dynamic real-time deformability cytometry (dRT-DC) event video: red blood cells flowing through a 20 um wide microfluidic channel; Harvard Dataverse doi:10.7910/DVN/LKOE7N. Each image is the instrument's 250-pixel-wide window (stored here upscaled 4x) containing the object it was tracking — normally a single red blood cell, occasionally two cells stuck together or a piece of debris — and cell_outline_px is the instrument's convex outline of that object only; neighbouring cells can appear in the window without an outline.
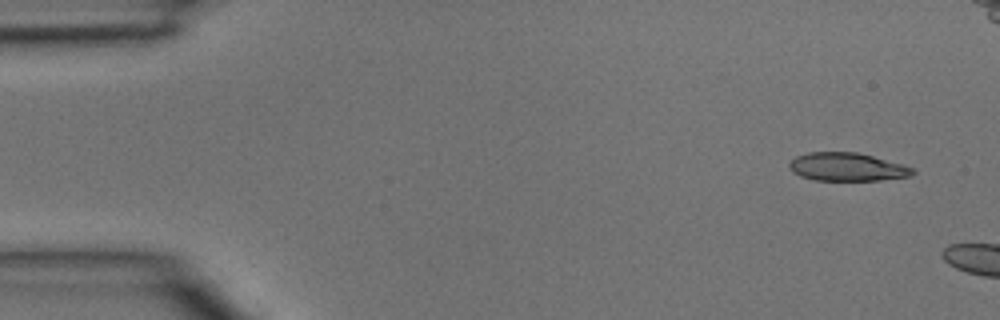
{"species": "common noctule bat (a hibernating species)", "species_latin": "Nyctalus noctula", "temperature_condition": "room temperature", "stored_images_in_passage": 2, "camera_frame_rate_fps": 3000, "um_per_image_px": 0.085, "animal": {"sex": "male", "body_mass_g": 15.6}, "frame": {"image": 1, "passage_image": 1, "time_ms": 0.0, "image_size_px": [1000, 320], "cell_outline_px": [[916, 172], [912, 176], [880, 180], [812, 180], [800, 176], [792, 172], [788, 168], [788, 164], [796, 156], [808, 152], [856, 152], [904, 164], [912, 168]], "centroid_in_image_um": [71.99, 14.19], "position_along_channel_um": 13.0, "area_um2": 20.4}}